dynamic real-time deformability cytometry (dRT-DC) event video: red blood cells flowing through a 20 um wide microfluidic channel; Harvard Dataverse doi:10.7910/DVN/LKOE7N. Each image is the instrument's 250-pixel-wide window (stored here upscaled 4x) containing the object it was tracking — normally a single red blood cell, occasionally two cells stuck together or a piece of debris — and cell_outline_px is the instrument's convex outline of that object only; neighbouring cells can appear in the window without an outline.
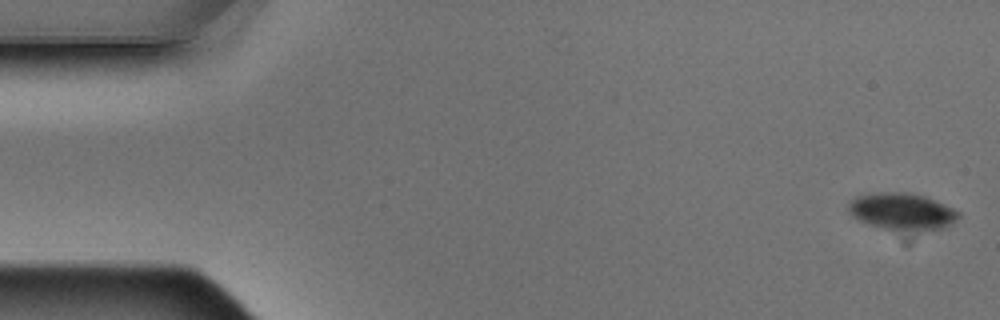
{"species": "Egyptian fruit bat (a non-hibernating species)", "species_latin": "Rousettus aegyptiacus", "temperature_condition": "warm", "stored_images_in_passage": 5, "camera_frame_rate_fps": 3000, "um_per_image_px": 0.085, "animal": {"sex": "male"}, "frame": {"image": 1, "passage_image": 1, "time_ms": 0.0, "image_size_px": [1000, 320], "cell_outline_px": [[960, 216], [956, 220], [944, 228], [884, 228], [860, 220], [852, 216], [848, 212], [848, 200], [856, 196], [880, 192], [904, 192], [924, 196], [952, 208], [960, 212]], "centroid_in_image_um": [76.62, 17.92], "position_along_channel_um": 8.4, "area_um2": 22.77}}
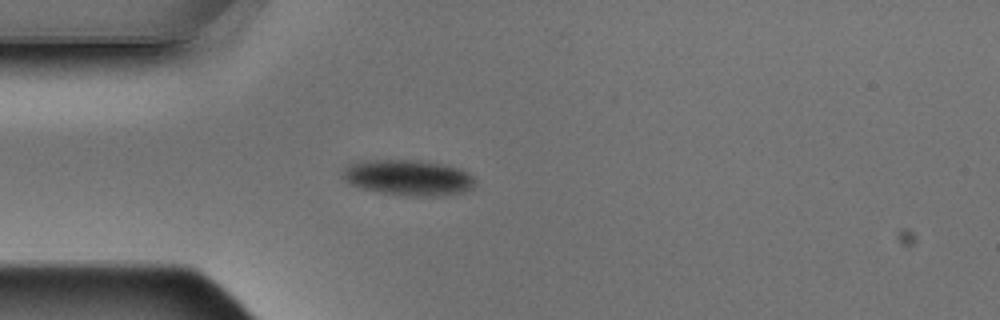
{"frame": {"image": 2, "passage_image": 4, "time_ms": 1.0, "image_size_px": [1000, 320], "cell_outline_px": [[476, 188], [464, 192], [444, 196], [404, 196], [380, 192], [360, 188], [344, 180], [340, 176], [344, 168], [352, 164], [364, 160], [420, 160], [460, 168], [468, 172], [476, 180]], "centroid_in_image_um": [34.75, 15.11], "position_along_channel_um": 50.2, "area_um2": 27.92}}